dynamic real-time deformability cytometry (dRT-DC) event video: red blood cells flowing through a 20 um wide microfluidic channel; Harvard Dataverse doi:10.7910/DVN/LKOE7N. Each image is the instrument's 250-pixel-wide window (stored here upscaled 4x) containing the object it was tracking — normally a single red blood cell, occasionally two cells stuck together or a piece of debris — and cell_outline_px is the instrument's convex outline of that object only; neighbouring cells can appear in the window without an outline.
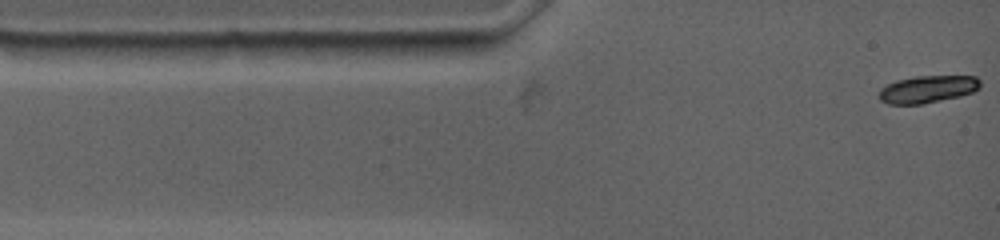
{"species": "common noctule bat (a hibernating species)", "species_latin": "Nyctalus noctula", "temperature_condition": "warm", "stored_images_in_passage": 22, "camera_frame_rate_fps": 4500, "um_per_image_px": 0.085, "animal": {"sex": "female", "body_mass_g": 19.0, "forearm_length_mm": 53.3}, "frame": {"image": 1, "passage_image": 1, "time_ms": 0.0, "image_size_px": [1000, 240], "cell_outline_px": [[980, 88], [972, 92], [960, 96], [920, 104], [888, 104], [880, 100], [880, 88], [896, 80], [916, 76], [976, 76], [980, 80]], "centroid_in_image_um": [78.85, 7.57], "position_along_channel_um": 6.1, "area_um2": 16.01}}
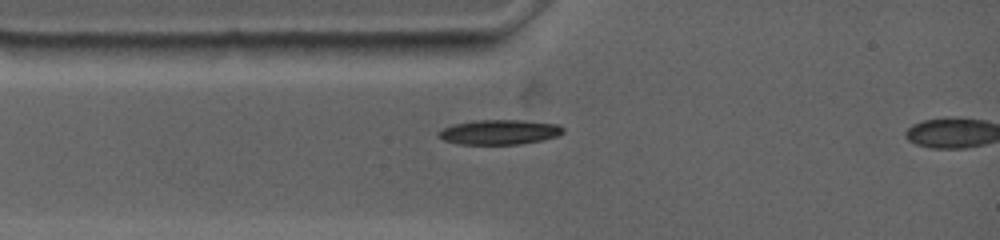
{"frame": {"image": 2, "passage_image": 20, "time_ms": 2.222, "image_size_px": [1000, 240], "cell_outline_px": [[564, 132], [556, 136], [544, 140], [520, 144], [456, 144], [444, 140], [436, 136], [436, 132], [452, 124], [476, 120], [524, 120], [556, 124], [564, 128]], "centroid_in_image_um": [42.41, 11.23], "position_along_channel_um": 42.6, "area_um2": 18.15}}